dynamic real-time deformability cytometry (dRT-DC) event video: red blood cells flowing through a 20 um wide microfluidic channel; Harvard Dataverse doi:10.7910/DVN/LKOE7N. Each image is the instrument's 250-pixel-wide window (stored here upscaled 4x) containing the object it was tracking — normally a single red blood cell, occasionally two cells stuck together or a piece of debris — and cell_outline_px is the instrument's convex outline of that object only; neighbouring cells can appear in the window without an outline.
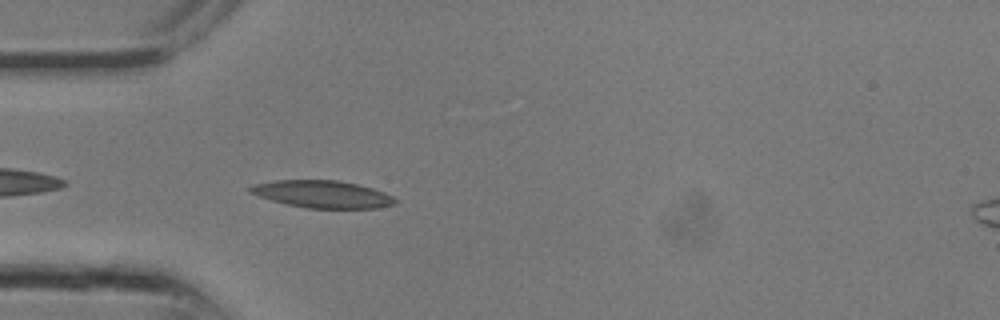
{"species": "common noctule bat (a hibernating species)", "species_latin": "Nyctalus noctula", "temperature_condition": "room temperature", "stored_images_in_passage": 1, "camera_frame_rate_fps": 3000, "um_per_image_px": 0.085, "animal": {"sex": "male", "body_mass_g": 13.3}, "frame": {"image": 1, "passage_image": 1, "time_ms": 0.0, "image_size_px": [1000, 320], "cell_outline_px": [[396, 204], [376, 208], [308, 208], [288, 204], [272, 200], [248, 192], [248, 188], [256, 184], [276, 180], [336, 180], [356, 184], [372, 188], [384, 192], [392, 196], [396, 200]], "centroid_in_image_um": [27.42, 16.5], "position_along_channel_um": 57.6, "area_um2": 22.77}}